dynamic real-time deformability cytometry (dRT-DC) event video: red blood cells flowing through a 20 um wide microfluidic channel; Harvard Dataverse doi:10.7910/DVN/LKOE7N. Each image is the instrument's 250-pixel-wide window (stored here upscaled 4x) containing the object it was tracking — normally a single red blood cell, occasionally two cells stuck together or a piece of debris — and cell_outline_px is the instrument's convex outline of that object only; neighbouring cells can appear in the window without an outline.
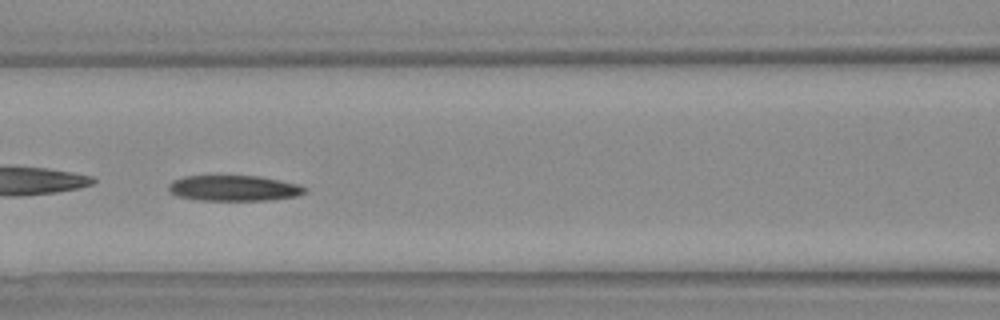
{"species": "Egyptian fruit bat (a non-hibernating species)", "species_latin": "Rousettus aegyptiacus", "temperature_condition": "warm", "stored_images_in_passage": 35, "camera_frame_rate_fps": 3000, "um_per_image_px": 0.085, "animal": {"sex": "female"}, "frame": {"image": 1, "passage_image": 16, "time_ms": 5.0, "image_size_px": [1000, 320], "cell_outline_px": [[308, 188], [304, 192], [296, 196], [268, 200], [200, 200], [176, 196], [168, 192], [168, 184], [172, 180], [184, 176], [260, 176], [296, 184]], "centroid_in_image_um": [19.81, 15.99], "position_along_channel_um": 146.8, "area_um2": 20.29}}